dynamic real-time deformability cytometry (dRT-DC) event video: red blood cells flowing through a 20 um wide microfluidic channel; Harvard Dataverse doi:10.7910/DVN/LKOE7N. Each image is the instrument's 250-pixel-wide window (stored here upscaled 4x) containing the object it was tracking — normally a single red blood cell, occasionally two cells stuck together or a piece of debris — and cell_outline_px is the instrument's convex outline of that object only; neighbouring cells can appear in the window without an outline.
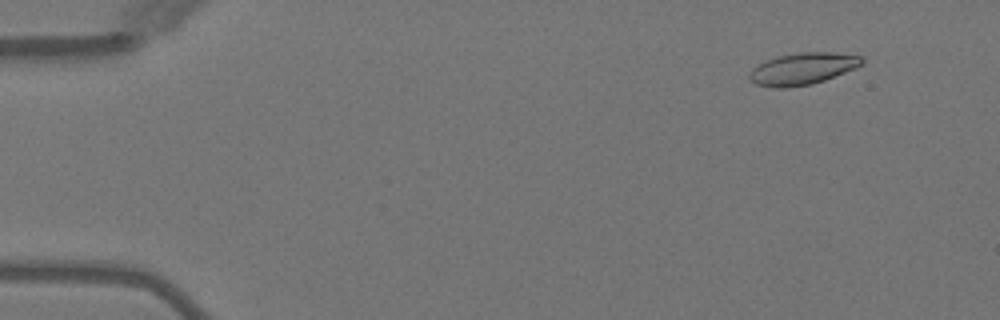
{"species": "Egyptian fruit bat (a non-hibernating species)", "species_latin": "Rousettus aegyptiacus", "temperature_condition": "warm", "stored_images_in_passage": 21, "camera_frame_rate_fps": 3000, "um_per_image_px": 0.085, "animal": {"sex": "female"}, "frame": {"image": 1, "passage_image": 5, "time_ms": 1.333, "image_size_px": [1000, 320], "cell_outline_px": [[864, 64], [856, 68], [824, 80], [812, 84], [788, 88], [776, 88], [756, 84], [748, 76], [752, 68], [776, 56], [800, 52], [832, 52], [864, 56]], "centroid_in_image_um": [68.27, 5.84], "position_along_channel_um": 16.7, "area_um2": 20.92}}
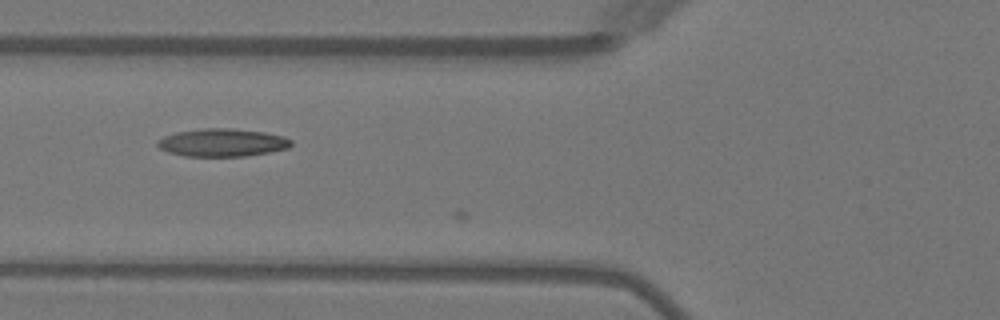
{"frame": {"image": 2, "passage_image": 20, "time_ms": 6.333, "image_size_px": [1000, 320], "cell_outline_px": [[292, 144], [288, 148], [268, 152], [244, 156], [184, 156], [168, 152], [160, 148], [156, 144], [156, 140], [164, 136], [176, 132], [204, 128], [232, 128], [264, 132], [284, 136], [292, 140]], "centroid_in_image_um": [18.88, 12.11], "position_along_channel_um": 106.9, "area_um2": 21.73}}